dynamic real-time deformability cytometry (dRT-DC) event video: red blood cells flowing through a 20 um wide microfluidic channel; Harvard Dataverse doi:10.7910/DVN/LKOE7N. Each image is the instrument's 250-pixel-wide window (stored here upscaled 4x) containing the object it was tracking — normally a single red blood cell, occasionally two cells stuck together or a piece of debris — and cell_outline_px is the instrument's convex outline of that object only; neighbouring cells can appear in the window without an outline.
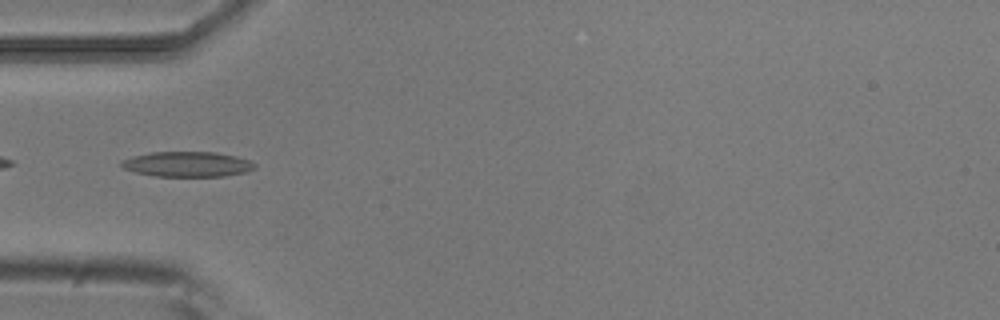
{"species": "common noctule bat (a hibernating species)", "species_latin": "Nyctalus noctula", "temperature_condition": "room temperature", "stored_images_in_passage": 5, "camera_frame_rate_fps": 3000, "um_per_image_px": 0.085, "animal": {"sex": "male", "body_mass_g": 20.5, "forearm_length_mm": 52.5}, "frame": {"image": 1, "passage_image": 5, "time_ms": 1.333, "image_size_px": [1000, 320], "cell_outline_px": [[256, 168], [244, 172], [224, 176], [156, 176], [136, 172], [124, 168], [120, 164], [120, 160], [132, 156], [152, 152], [216, 152], [236, 156], [248, 160], [256, 164]], "centroid_in_image_um": [15.92, 13.95], "position_along_channel_um": 69.1, "area_um2": 19.48}}